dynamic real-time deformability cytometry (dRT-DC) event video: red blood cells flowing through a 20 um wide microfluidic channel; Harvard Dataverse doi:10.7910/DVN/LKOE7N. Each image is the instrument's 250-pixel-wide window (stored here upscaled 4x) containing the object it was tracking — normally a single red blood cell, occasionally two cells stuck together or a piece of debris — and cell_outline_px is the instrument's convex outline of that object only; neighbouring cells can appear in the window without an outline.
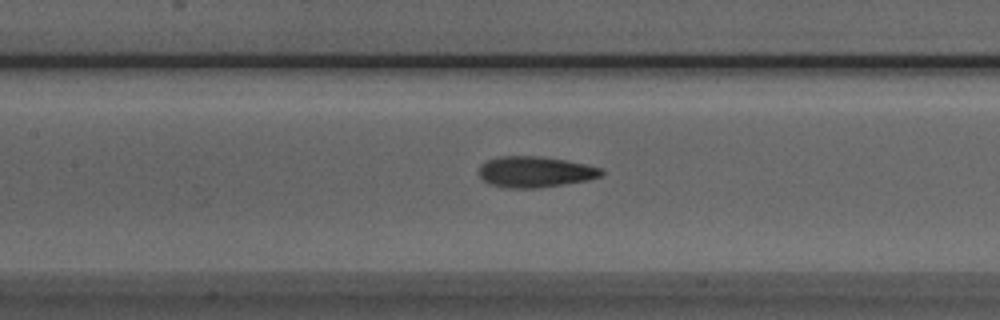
{"species": "Egyptian fruit bat (a non-hibernating species)", "species_latin": "Rousettus aegyptiacus", "temperature_condition": "room temperature", "stored_images_in_passage": 28, "camera_frame_rate_fps": 3000, "um_per_image_px": 0.085, "animal": {"sex": "male"}, "frame": {"image": 1, "passage_image": 10, "time_ms": 3.0, "image_size_px": [1000, 320], "cell_outline_px": [[604, 172], [600, 176], [588, 180], [564, 184], [536, 188], [508, 188], [488, 184], [480, 176], [480, 164], [488, 160], [500, 156], [540, 156], [564, 160], [584, 164], [600, 168]], "centroid_in_image_um": [45.46, 14.61], "position_along_channel_um": 161.9, "area_um2": 21.91}}
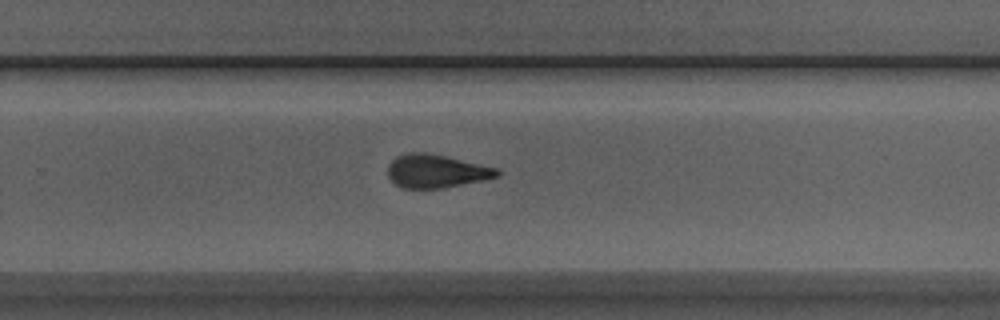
{"frame": {"image": 2, "passage_image": 20, "time_ms": 6.333, "image_size_px": [1000, 320], "cell_outline_px": [[500, 176], [484, 180], [440, 188], [404, 188], [396, 184], [388, 176], [388, 164], [396, 156], [408, 152], [424, 152], [444, 156], [480, 164], [496, 168], [500, 172]], "centroid_in_image_um": [37.06, 14.54], "position_along_channel_um": 292.7, "area_um2": 20.98}}
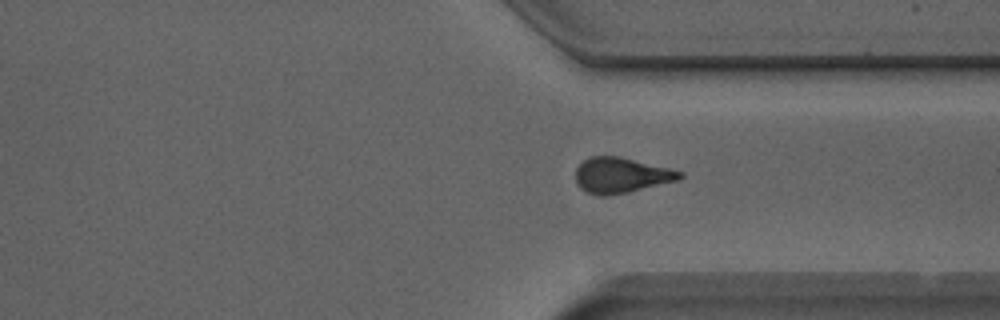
{"frame": {"image": 3, "passage_image": 25, "time_ms": 8.0, "image_size_px": [1000, 320], "cell_outline_px": [[684, 176], [676, 180], [628, 192], [608, 196], [600, 196], [588, 192], [580, 188], [576, 184], [576, 168], [588, 156], [620, 156], [684, 172]], "centroid_in_image_um": [52.76, 14.89], "position_along_channel_um": 358.6, "area_um2": 21.39}}